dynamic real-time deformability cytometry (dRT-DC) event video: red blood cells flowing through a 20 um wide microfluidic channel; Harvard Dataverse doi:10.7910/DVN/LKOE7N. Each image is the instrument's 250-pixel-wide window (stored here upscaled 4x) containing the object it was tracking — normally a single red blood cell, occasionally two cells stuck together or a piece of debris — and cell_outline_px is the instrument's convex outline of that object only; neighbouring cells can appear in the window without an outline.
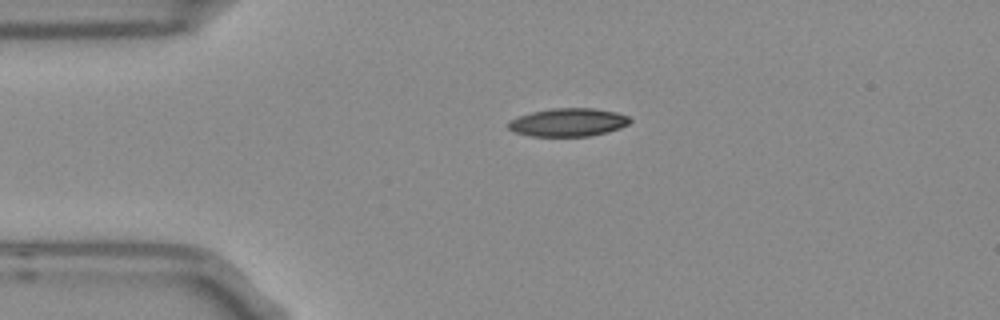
{"species": "Egyptian fruit bat (a non-hibernating species)", "species_latin": "Rousettus aegyptiacus", "temperature_condition": "room temperature", "stored_images_in_passage": 43, "camera_frame_rate_fps": 3000, "um_per_image_px": 0.085, "frame": {"image": 1, "passage_image": 1, "time_ms": 0.0, "image_size_px": [1000, 320], "cell_outline_px": [[632, 120], [628, 124], [620, 128], [608, 132], [588, 136], [532, 136], [516, 132], [508, 128], [508, 120], [532, 112], [552, 108], [592, 108], [616, 112], [628, 116]], "centroid_in_image_um": [48.31, 10.39], "position_along_channel_um": 36.7, "area_um2": 19.88}}
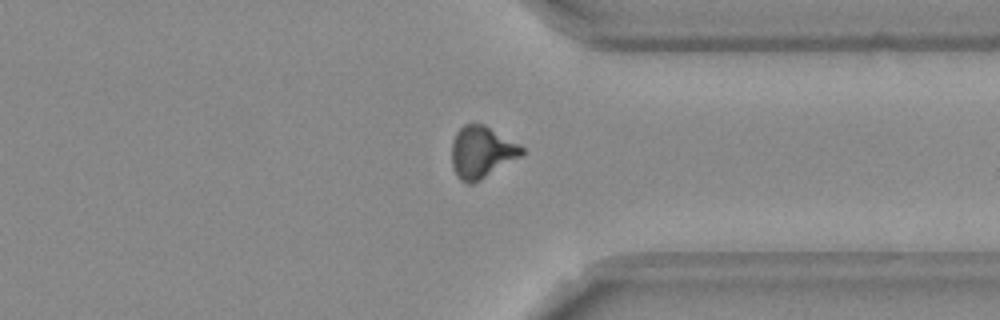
{"frame": {"image": 2, "passage_image": 30, "time_ms": 9.667, "image_size_px": [1000, 320], "cell_outline_px": [[524, 152], [520, 156], [480, 180], [472, 184], [468, 184], [460, 180], [456, 176], [452, 168], [452, 140], [456, 132], [464, 124], [484, 124], [520, 144], [524, 148]], "centroid_in_image_um": [40.91, 12.93], "position_along_channel_um": 370.5, "area_um2": 21.15}}
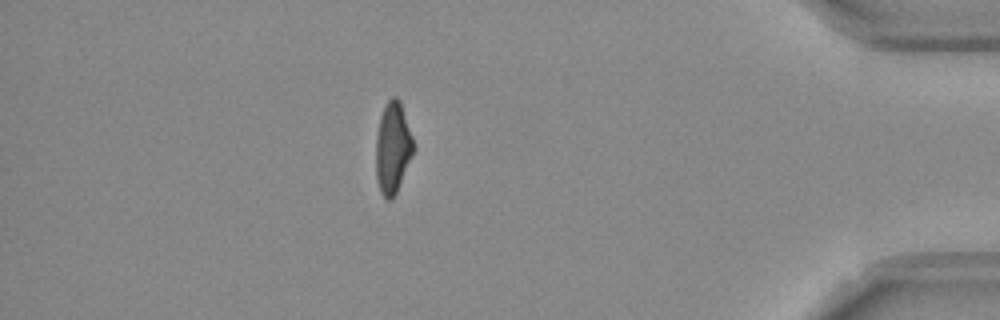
{"frame": {"image": 3, "passage_image": 36, "time_ms": 11.667, "image_size_px": [1000, 320], "cell_outline_px": [[416, 148], [396, 192], [392, 200], [388, 200], [380, 192], [376, 180], [376, 136], [380, 116], [388, 100], [392, 96], [396, 96], [400, 100]], "centroid_in_image_um": [33.39, 12.57], "position_along_channel_um": 401.8, "area_um2": 20.06}, "authors_computed_cell_mechanics": {"area_um2": 20.3456, "velocity_mm_per_s": 3.7801, "shape_relaxation_time_tau1_ms": 6.6061, "shape_relaxation_time_tau2_ms": 4.0151, "deformation_change_tau1": 0.194, "deformation_change_tau2": 0.1099}}